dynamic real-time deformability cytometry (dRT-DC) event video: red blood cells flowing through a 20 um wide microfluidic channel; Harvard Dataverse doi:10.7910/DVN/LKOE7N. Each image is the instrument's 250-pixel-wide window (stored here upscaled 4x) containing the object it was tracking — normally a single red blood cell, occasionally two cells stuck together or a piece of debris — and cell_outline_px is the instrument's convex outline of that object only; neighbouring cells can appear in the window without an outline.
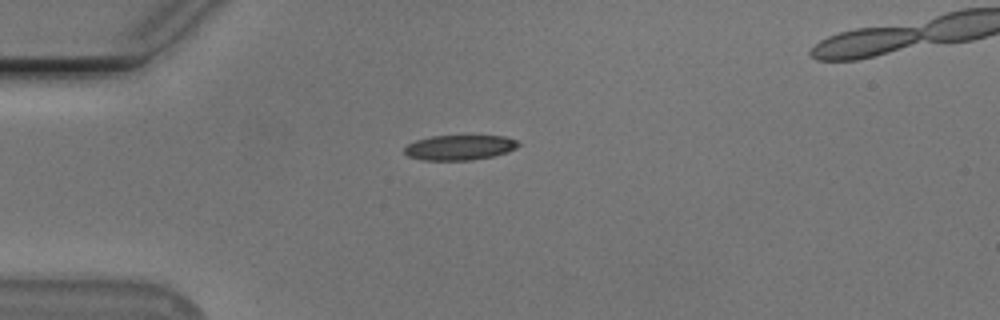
{"species": "Egyptian fruit bat (a non-hibernating species)", "species_latin": "Rousettus aegyptiacus", "temperature_condition": "cold", "stored_images_in_passage": 40, "camera_frame_rate_fps": 3000, "um_per_image_px": 0.085, "animal": {"sex": "male"}, "frame": {"image": 1, "passage_image": 1, "time_ms": 0.0, "image_size_px": [1000, 320], "cell_outline_px": [[520, 144], [516, 148], [492, 156], [472, 160], [424, 160], [408, 156], [404, 152], [404, 148], [408, 144], [416, 140], [432, 136], [504, 136], [516, 140]], "centroid_in_image_um": [39.04, 12.53], "position_along_channel_um": 46.0, "area_um2": 16.42}}
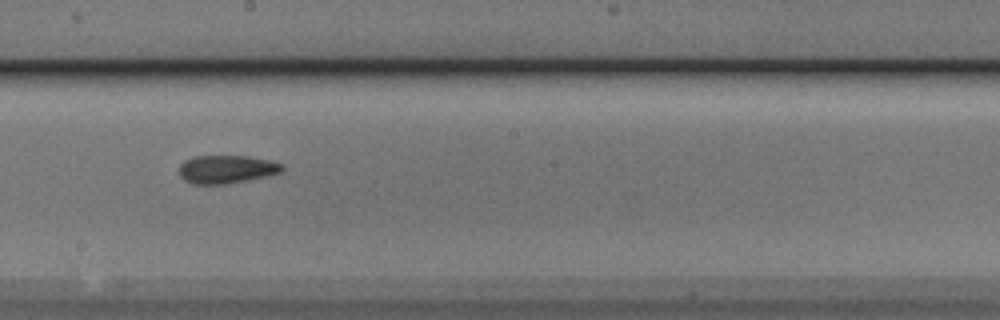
{"frame": {"image": 2, "passage_image": 17, "time_ms": 5.333, "image_size_px": [1000, 320], "cell_outline_px": [[284, 168], [280, 172], [264, 176], [228, 184], [192, 184], [184, 180], [180, 176], [180, 164], [184, 160], [196, 156], [248, 156], [272, 160], [284, 164]], "centroid_in_image_um": [19.25, 14.38], "position_along_channel_um": 228.9, "area_um2": 16.94}}
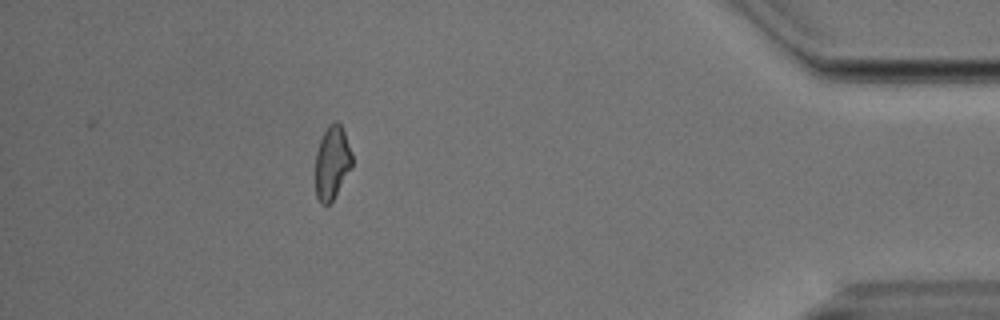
{"frame": {"image": 3, "passage_image": 35, "time_ms": 11.333, "image_size_px": [1000, 320], "cell_outline_px": [[352, 168], [332, 200], [328, 204], [320, 204], [316, 196], [316, 152], [320, 140], [328, 124], [336, 120], [340, 124], [344, 132], [352, 152]], "centroid_in_image_um": [28.23, 13.81], "position_along_channel_um": 407.0, "area_um2": 15.66}}